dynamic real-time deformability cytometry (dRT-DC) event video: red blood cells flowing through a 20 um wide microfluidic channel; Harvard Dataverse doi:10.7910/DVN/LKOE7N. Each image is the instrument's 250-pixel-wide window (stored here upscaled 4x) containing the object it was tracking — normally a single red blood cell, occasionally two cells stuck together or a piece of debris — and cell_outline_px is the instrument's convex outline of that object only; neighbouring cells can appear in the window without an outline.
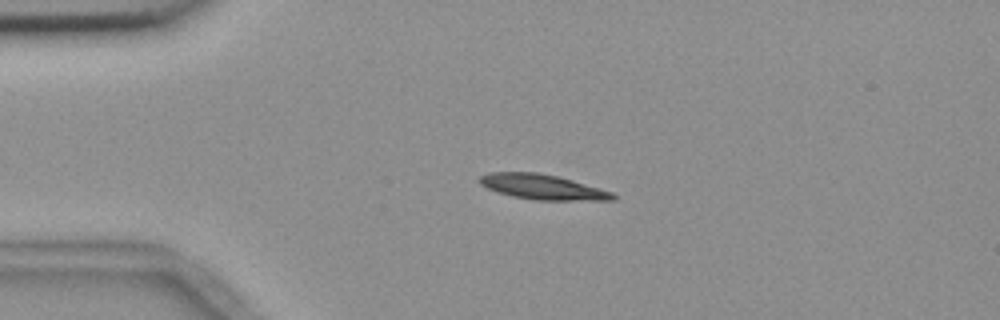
{"species": "common noctule bat (a hibernating species)", "species_latin": "Nyctalus noctula", "temperature_condition": "room temperature", "stored_images_in_passage": 44, "camera_frame_rate_fps": 3000, "um_per_image_px": 0.085, "animal": {"sex": "female", "body_mass_g": 18.4}, "frame": {"image": 1, "passage_image": 1, "time_ms": 0.0, "image_size_px": [1000, 320], "cell_outline_px": [[616, 200], [536, 200], [512, 196], [496, 192], [480, 184], [480, 176], [488, 172], [536, 172], [556, 176], [572, 180], [600, 188], [612, 192], [616, 196]], "centroid_in_image_um": [46.11, 15.89], "position_along_channel_um": 38.9, "area_um2": 19.36}}
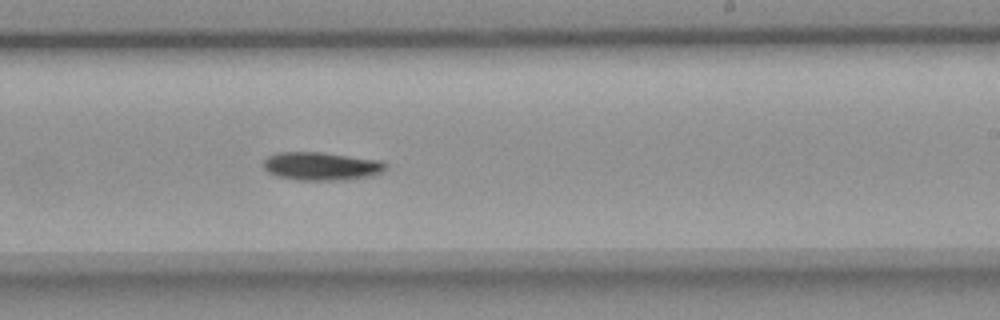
{"frame": {"image": 2, "passage_image": 22, "time_ms": 7.0, "image_size_px": [1000, 320], "cell_outline_px": [[388, 164], [380, 172], [372, 176], [348, 180], [296, 180], [276, 176], [268, 172], [264, 168], [264, 160], [268, 156], [276, 152], [320, 152], [380, 160]], "centroid_in_image_um": [27.3, 14.13], "position_along_channel_um": 261.7, "area_um2": 20.17}}
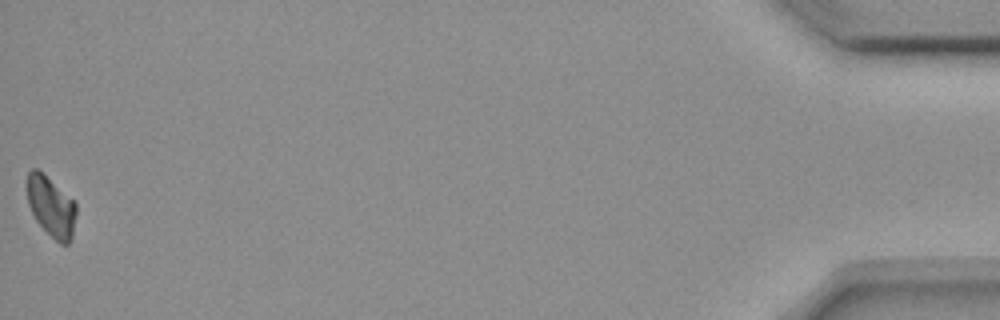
{"frame": {"image": 3, "passage_image": 44, "time_ms": 14.333, "image_size_px": [1000, 320], "cell_outline_px": [[76, 212], [72, 240], [68, 244], [60, 244], [36, 220], [28, 204], [28, 172], [32, 168], [36, 168], [72, 200], [76, 204]], "centroid_in_image_um": [4.36, 17.6], "position_along_channel_um": 430.8, "area_um2": 16.65}, "authors_computed_cell_mechanics": {"area_um2": 19.1607, "velocity_mm_per_s": 3.6263, "shape_relaxation_time_tau1_ms": 4.6999, "shape_relaxation_time_tau2_ms": null, "deformation_change_tau1": 0.1247, "deformation_change_tau2": null}}